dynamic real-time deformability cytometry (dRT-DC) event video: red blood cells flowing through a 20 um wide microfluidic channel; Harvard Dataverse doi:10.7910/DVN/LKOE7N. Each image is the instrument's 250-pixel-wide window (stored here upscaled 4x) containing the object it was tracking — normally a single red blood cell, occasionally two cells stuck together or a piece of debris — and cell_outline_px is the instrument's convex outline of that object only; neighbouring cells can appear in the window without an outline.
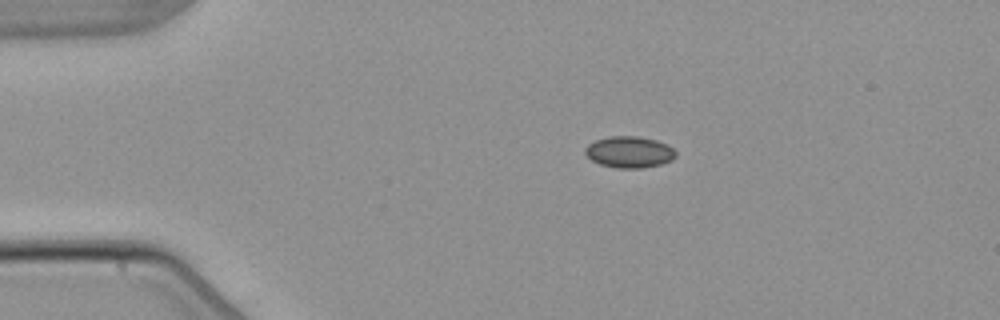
{"species": "common noctule bat (a hibernating species)", "species_latin": "Nyctalus noctula", "temperature_condition": "warm", "stored_images_in_passage": 4, "camera_frame_rate_fps": 3000, "um_per_image_px": 0.085, "animal": {"sex": "male", "body_mass_g": 21.5, "forearm_length_mm": 52.0}, "frame": {"image": 1, "passage_image": 2, "time_ms": 1.333, "image_size_px": [1000, 320], "cell_outline_px": [[676, 156], [672, 160], [660, 164], [640, 168], [616, 168], [600, 164], [592, 160], [584, 152], [584, 148], [588, 144], [596, 140], [608, 136], [640, 136], [656, 140], [668, 144], [676, 152]], "centroid_in_image_um": [53.49, 12.91], "position_along_channel_um": 31.5, "area_um2": 16.65}}
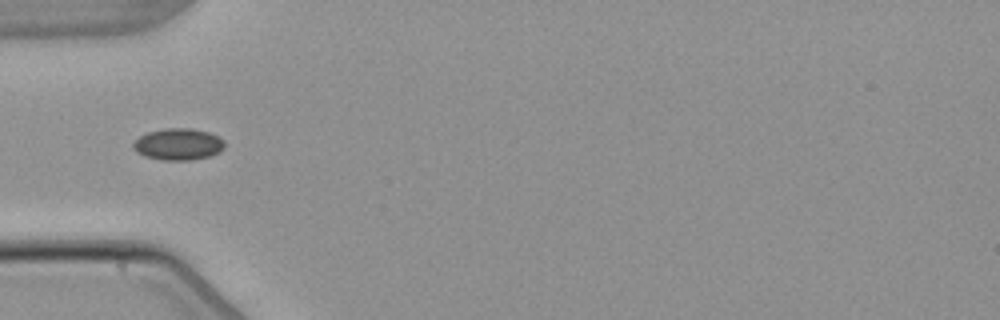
{"frame": {"image": 2, "passage_image": 4, "time_ms": 3.667, "image_size_px": [1000, 320], "cell_outline_px": [[224, 148], [208, 156], [192, 160], [164, 160], [144, 156], [136, 152], [132, 148], [132, 144], [140, 136], [148, 132], [164, 128], [192, 128], [208, 132], [224, 140]], "centroid_in_image_um": [15.11, 12.25], "position_along_channel_um": 69.9, "area_um2": 16.76}}